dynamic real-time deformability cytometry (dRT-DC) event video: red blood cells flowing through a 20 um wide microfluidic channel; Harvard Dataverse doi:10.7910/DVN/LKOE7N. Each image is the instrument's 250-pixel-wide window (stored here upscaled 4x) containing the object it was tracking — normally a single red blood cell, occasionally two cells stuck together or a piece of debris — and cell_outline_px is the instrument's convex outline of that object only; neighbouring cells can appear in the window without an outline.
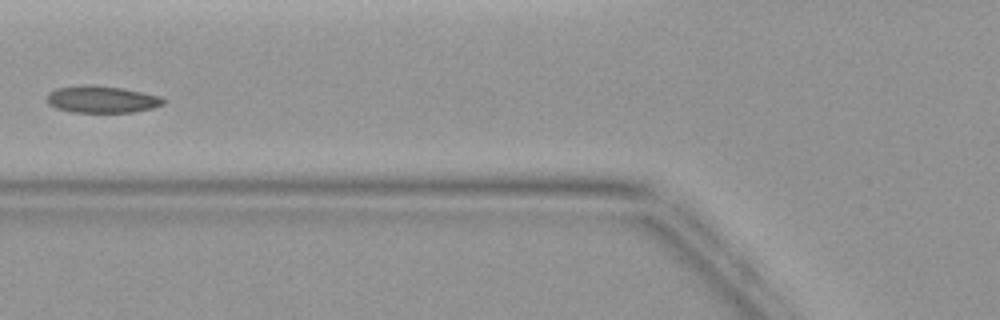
{"species": "common noctule bat (a hibernating species)", "species_latin": "Nyctalus noctula", "temperature_condition": "warm", "stored_images_in_passage": 6, "camera_frame_rate_fps": 3000, "um_per_image_px": 0.085, "animal": {"sex": "female", "body_mass_g": 19.9}, "frame": {"image": 1, "passage_image": 5, "time_ms": 5.333, "image_size_px": [1000, 320], "cell_outline_px": [[164, 104], [152, 108], [132, 112], [72, 112], [56, 108], [48, 104], [48, 92], [56, 88], [80, 84], [92, 84], [124, 88], [160, 96], [164, 100]], "centroid_in_image_um": [8.63, 8.43], "position_along_channel_um": 117.2, "area_um2": 18.44}}